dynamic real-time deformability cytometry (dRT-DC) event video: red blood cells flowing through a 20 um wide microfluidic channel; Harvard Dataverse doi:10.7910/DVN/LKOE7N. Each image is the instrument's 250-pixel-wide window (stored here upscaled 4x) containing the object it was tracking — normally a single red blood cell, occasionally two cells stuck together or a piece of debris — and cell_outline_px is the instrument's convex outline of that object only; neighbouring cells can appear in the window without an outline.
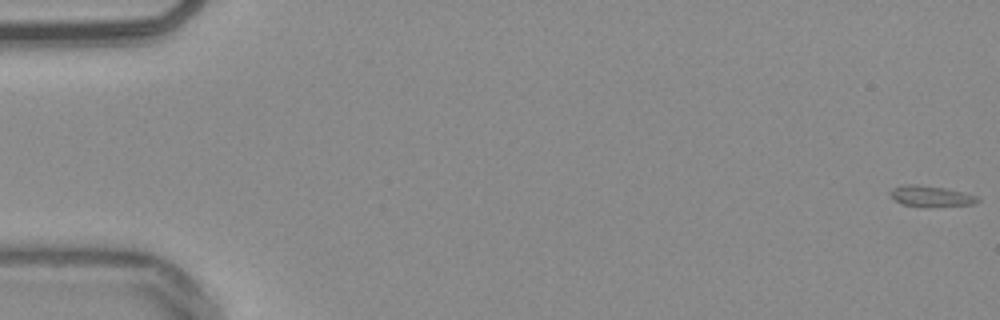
{"species": "common noctule bat (a hibernating species)", "species_latin": "Nyctalus noctula", "temperature_condition": "warm", "stored_images_in_passage": 15, "camera_frame_rate_fps": 3000, "um_per_image_px": 0.085, "animal": {"sex": "male", "body_mass_g": 20.4}, "frame": {"image": 1, "passage_image": 1, "time_ms": 0.0, "image_size_px": [1000, 320], "cell_outline_px": [[980, 200], [976, 204], [924, 208], [904, 204], [896, 200], [888, 192], [892, 188], [904, 184], [916, 184], [944, 188], [976, 196]], "centroid_in_image_um": [79.11, 16.69], "position_along_channel_um": 5.9, "area_um2": 10.69}}